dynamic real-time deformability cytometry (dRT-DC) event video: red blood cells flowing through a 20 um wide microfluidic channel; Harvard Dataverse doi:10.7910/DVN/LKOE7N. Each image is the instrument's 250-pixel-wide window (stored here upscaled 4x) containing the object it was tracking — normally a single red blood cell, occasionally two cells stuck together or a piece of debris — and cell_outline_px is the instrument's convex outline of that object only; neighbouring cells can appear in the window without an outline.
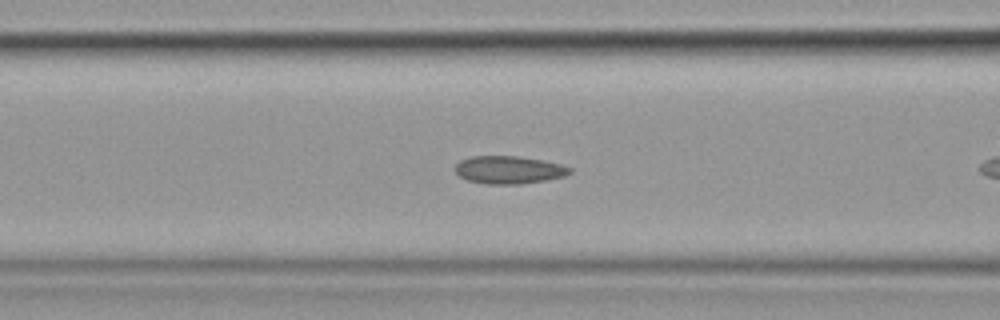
{"species": "common noctule bat (a hibernating species)", "species_latin": "Nyctalus noctula", "temperature_condition": "cold", "stored_images_in_passage": 33, "camera_frame_rate_fps": 3000, "um_per_image_px": 0.085, "animal": {"sex": "female", "body_mass_g": 19.9}, "frame": {"image": 1, "passage_image": 7, "time_ms": 2.0, "image_size_px": [1000, 320], "cell_outline_px": [[572, 172], [564, 176], [544, 180], [520, 184], [488, 184], [468, 180], [460, 176], [456, 172], [456, 164], [460, 160], [472, 156], [516, 156], [540, 160], [560, 164], [572, 168]], "centroid_in_image_um": [43.25, 14.43], "position_along_channel_um": 123.4, "area_um2": 18.32}}
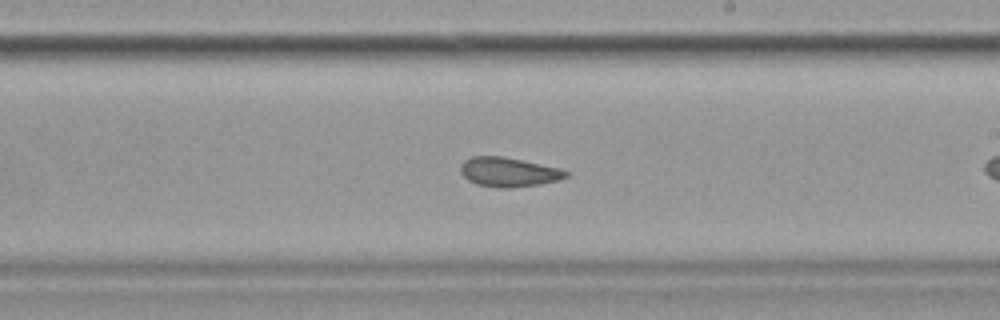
{"frame": {"image": 2, "passage_image": 17, "time_ms": 5.333, "image_size_px": [1000, 320], "cell_outline_px": [[568, 176], [560, 180], [540, 184], [508, 188], [496, 188], [476, 184], [468, 180], [460, 172], [460, 168], [464, 160], [472, 156], [500, 156], [520, 160], [556, 168], [568, 172]], "centroid_in_image_um": [43.18, 14.64], "position_along_channel_um": 245.8, "area_um2": 17.8}}
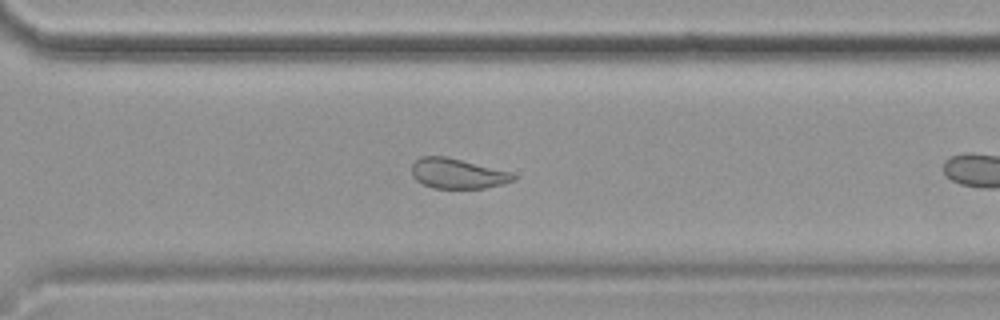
{"frame": {"image": 3, "passage_image": 24, "time_ms": 7.667, "image_size_px": [1000, 320], "cell_outline_px": [[516, 180], [504, 184], [484, 188], [432, 188], [420, 184], [412, 176], [412, 164], [420, 156], [444, 156], [512, 172], [516, 176]], "centroid_in_image_um": [38.88, 14.76], "position_along_channel_um": 331.7, "area_um2": 17.92}}